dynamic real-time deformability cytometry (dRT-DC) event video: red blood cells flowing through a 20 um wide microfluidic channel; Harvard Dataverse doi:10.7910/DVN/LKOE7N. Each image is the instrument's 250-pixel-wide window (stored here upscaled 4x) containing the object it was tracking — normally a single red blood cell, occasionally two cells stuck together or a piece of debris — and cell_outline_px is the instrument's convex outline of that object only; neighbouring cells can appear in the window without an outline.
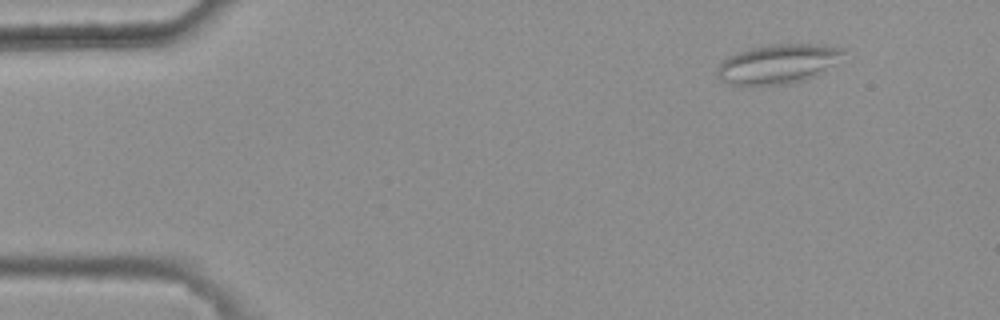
{"species": "common noctule bat (a hibernating species)", "species_latin": "Nyctalus noctula", "temperature_condition": "warm", "stored_images_in_passage": 44, "camera_frame_rate_fps": 3000, "um_per_image_px": 0.085, "animal": {"sex": "female", "body_mass_g": 25.1}, "frame": {"image": 1, "passage_image": 1, "time_ms": 0.0, "image_size_px": [1000, 320], "cell_outline_px": [[844, 52], [832, 64], [816, 76], [804, 80], [780, 84], [728, 84], [720, 80], [716, 76], [716, 68], [720, 60], [736, 52], [768, 44], [820, 44], [844, 48]], "centroid_in_image_um": [66.04, 5.41], "position_along_channel_um": 19.0, "area_um2": 28.73}}
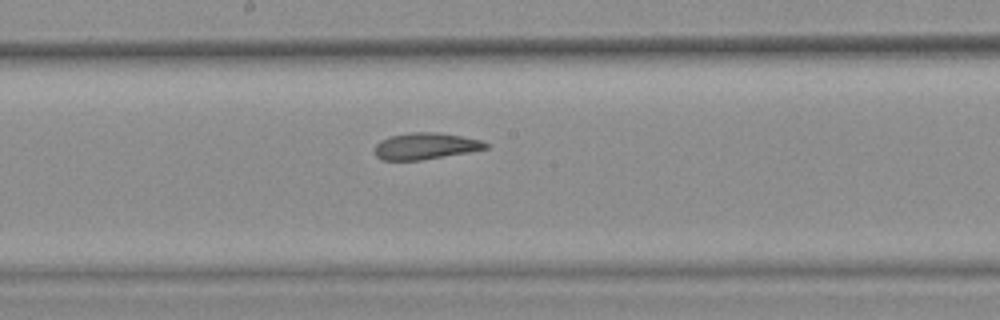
{"frame": {"image": 2, "passage_image": 24, "time_ms": 7.667, "image_size_px": [1000, 320], "cell_outline_px": [[488, 148], [468, 152], [420, 160], [380, 160], [376, 156], [376, 144], [380, 140], [388, 136], [408, 132], [436, 132], [484, 140], [488, 144]], "centroid_in_image_um": [36.15, 12.4], "position_along_channel_um": 212.0, "area_um2": 17.17}}
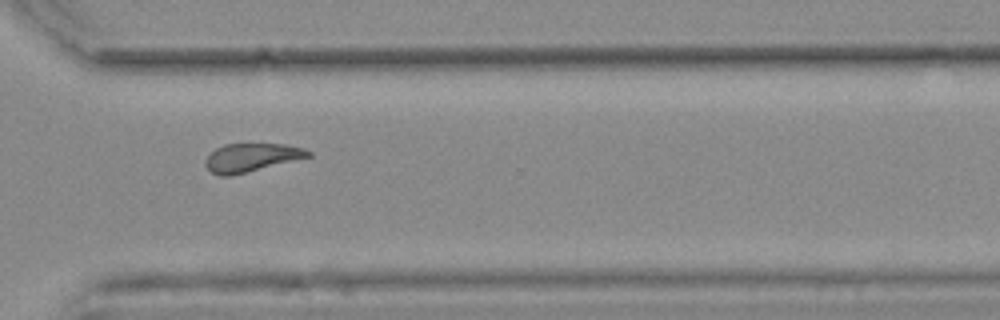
{"frame": {"image": 3, "passage_image": 35, "time_ms": 11.333, "image_size_px": [1000, 320], "cell_outline_px": [[312, 156], [228, 176], [220, 176], [212, 172], [204, 164], [204, 160], [216, 148], [224, 144], [284, 144], [304, 148], [312, 152]], "centroid_in_image_um": [21.37, 13.37], "position_along_channel_um": 349.2, "area_um2": 16.7}, "authors_computed_cell_mechanics": {"area_um2": 18.0914, "velocity_mm_per_s": 3.7394, "shape_relaxation_time_tau1_ms": null, "shape_relaxation_time_tau2_ms": 3.3687, "deformation_change_tau1": null, "deformation_change_tau2": 0.1181}}